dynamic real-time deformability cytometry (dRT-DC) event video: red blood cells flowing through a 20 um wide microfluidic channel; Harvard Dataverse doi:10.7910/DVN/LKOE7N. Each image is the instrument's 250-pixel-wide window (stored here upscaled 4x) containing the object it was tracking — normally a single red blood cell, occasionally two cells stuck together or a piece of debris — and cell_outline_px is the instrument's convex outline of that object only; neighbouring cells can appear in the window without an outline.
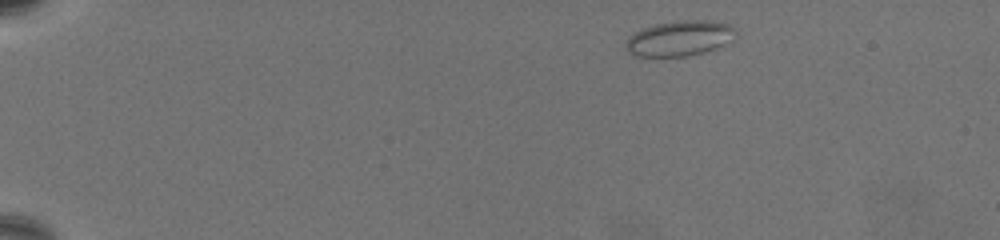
{"species": "common noctule bat (a hibernating species)", "species_latin": "Nyctalus noctula", "temperature_condition": "warm", "stored_images_in_passage": 56, "camera_frame_rate_fps": 3000, "um_per_image_px": 0.085, "animal": {"sex": "female", "body_mass_g": 19.5, "forearm_length_mm": 54.1}, "frame": {"image": 1, "passage_image": 1, "time_ms": 0.0, "image_size_px": [1000, 240], "cell_outline_px": [[736, 40], [716, 48], [704, 52], [688, 56], [636, 56], [628, 52], [624, 48], [624, 44], [628, 36], [640, 28], [652, 24], [676, 20], [708, 20], [732, 24], [736, 32]], "centroid_in_image_um": [57.76, 3.24], "position_along_channel_um": 27.2, "area_um2": 23.29}}
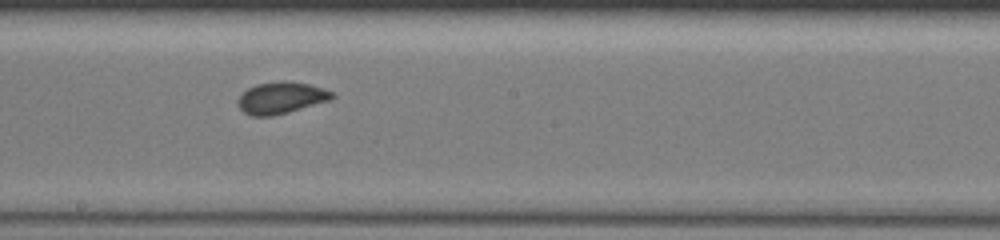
{"frame": {"image": 2, "passage_image": 30, "time_ms": 9.667, "image_size_px": [1000, 240], "cell_outline_px": [[336, 96], [332, 100], [288, 112], [272, 116], [252, 116], [244, 112], [236, 104], [236, 100], [248, 88], [256, 84], [280, 80], [284, 80], [308, 84], [324, 88], [332, 92]], "centroid_in_image_um": [23.9, 8.31], "position_along_channel_um": 224.3, "area_um2": 17.57}}
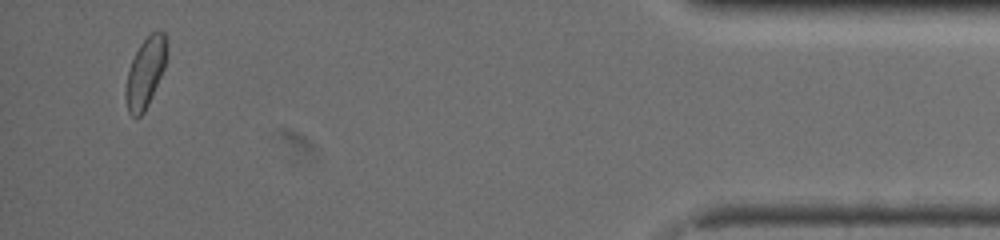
{"frame": {"image": 3, "passage_image": 54, "time_ms": 17.667, "image_size_px": [1000, 240], "cell_outline_px": [[164, 68], [148, 104], [144, 112], [136, 120], [128, 112], [124, 96], [124, 92], [128, 72], [132, 60], [140, 44], [156, 28], [160, 28], [164, 32]], "centroid_in_image_um": [12.3, 6.22], "position_along_channel_um": 422.9, "area_um2": 16.36}, "authors_computed_cell_mechanics": {"area_um2": 17.1666, "velocity_mm_per_s": 3.2422, "shape_relaxation_time_tau1_ms": 9.6417, "shape_relaxation_time_tau2_ms": 1.1631, "deformation_change_tau1": 0.1226, "deformation_change_tau2": 0.06}}